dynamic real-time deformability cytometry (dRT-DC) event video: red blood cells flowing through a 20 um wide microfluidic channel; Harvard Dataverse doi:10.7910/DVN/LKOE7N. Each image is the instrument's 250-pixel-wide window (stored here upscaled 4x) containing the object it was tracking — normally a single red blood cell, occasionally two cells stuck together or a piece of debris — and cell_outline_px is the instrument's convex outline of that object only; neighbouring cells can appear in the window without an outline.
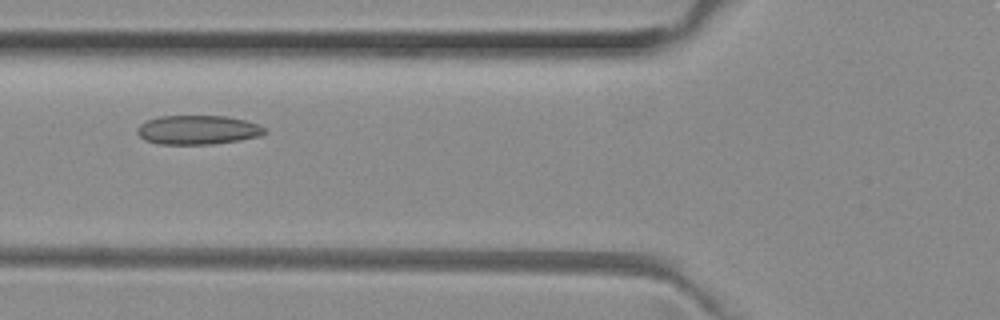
{"species": "common noctule bat (a hibernating species)", "species_latin": "Nyctalus noctula", "temperature_condition": "room temperature", "stored_images_in_passage": 49, "camera_frame_rate_fps": 3000, "um_per_image_px": 0.085, "animal": {"sex": "female", "body_mass_g": 29.2, "forearm_length_mm": 56.3}, "frame": {"image": 1, "passage_image": 17, "time_ms": 5.333, "image_size_px": [1000, 320], "cell_outline_px": [[268, 132], [260, 136], [240, 140], [212, 144], [160, 144], [144, 140], [136, 132], [136, 128], [144, 120], [160, 116], [224, 116], [244, 120], [260, 124]], "centroid_in_image_um": [16.79, 11.04], "position_along_channel_um": 109.0, "area_um2": 21.79}}
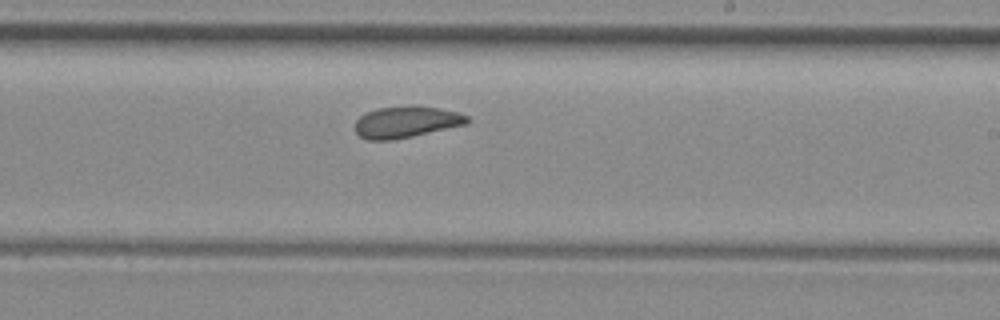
{"frame": {"image": 2, "passage_image": 28, "time_ms": 9.0, "image_size_px": [1000, 320], "cell_outline_px": [[472, 120], [468, 124], [412, 136], [392, 140], [368, 140], [360, 136], [356, 132], [356, 120], [364, 112], [376, 108], [440, 108], [456, 112], [468, 116]], "centroid_in_image_um": [34.53, 10.4], "position_along_channel_um": 254.5, "area_um2": 20.0}}
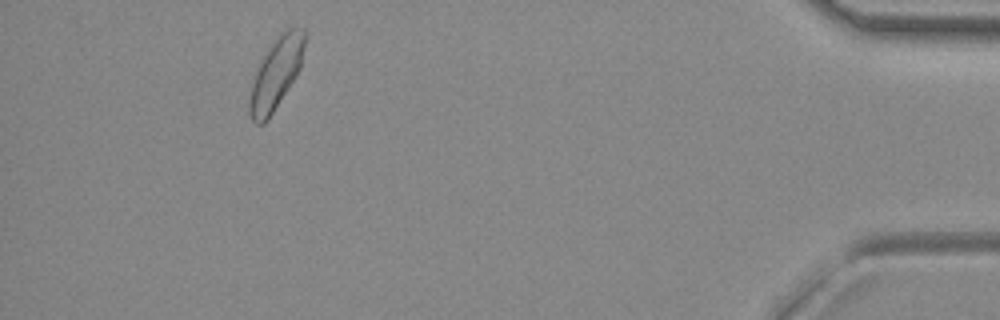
{"frame": {"image": 3, "passage_image": 45, "time_ms": 14.667, "image_size_px": [1000, 320], "cell_outline_px": [[304, 48], [300, 68], [296, 76], [268, 120], [264, 124], [256, 124], [252, 120], [248, 112], [248, 100], [252, 84], [260, 60], [268, 48], [280, 32], [288, 28], [304, 28]], "centroid_in_image_um": [23.44, 6.27], "position_along_channel_um": 411.8, "area_um2": 22.77}, "authors_computed_cell_mechanics": {"area_um2": 21.964, "velocity_mm_per_s": 3.9729, "shape_relaxation_time_tau1_ms": 5.4036, "shape_relaxation_time_tau2_ms": 4.154, "deformation_change_tau1": 0.0969, "deformation_change_tau2": 0.0823}}